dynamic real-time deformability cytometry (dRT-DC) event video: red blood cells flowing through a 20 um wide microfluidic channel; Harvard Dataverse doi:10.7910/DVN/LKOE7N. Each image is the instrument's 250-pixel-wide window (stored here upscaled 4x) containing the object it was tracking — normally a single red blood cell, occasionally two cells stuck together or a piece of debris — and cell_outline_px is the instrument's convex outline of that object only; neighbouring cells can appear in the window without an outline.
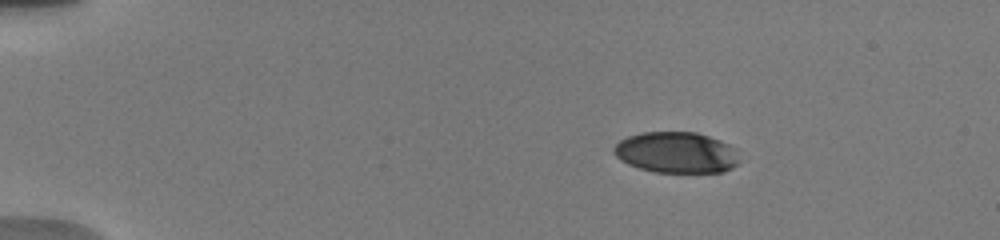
{"species": "human", "species_latin": "Homo sapiens", "temperature_condition": "warm", "stored_images_in_passage": 35, "camera_frame_rate_fps": 3000, "um_per_image_px": 0.085, "donor": {"sex": "male"}, "frame": {"image": 1, "passage_image": 3, "time_ms": 1.333, "image_size_px": [1000, 240], "cell_outline_px": [[740, 164], [724, 172], [652, 172], [628, 164], [620, 160], [612, 152], [612, 148], [620, 140], [628, 136], [644, 132], [696, 132], [720, 140], [736, 148], [740, 160]], "centroid_in_image_um": [57.51, 12.97], "position_along_channel_um": 27.5, "area_um2": 30.35}}
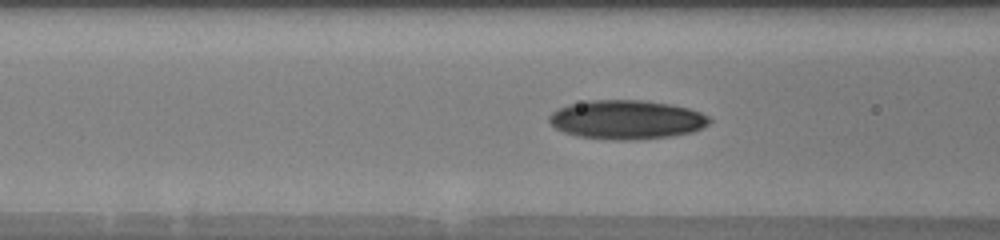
{"frame": {"image": 2, "passage_image": 14, "time_ms": 6.0, "image_size_px": [1000, 240], "cell_outline_px": [[712, 120], [708, 124], [692, 132], [672, 136], [636, 140], [612, 140], [576, 136], [564, 132], [556, 128], [548, 120], [548, 116], [552, 112], [568, 104], [592, 100], [644, 100], [668, 104], [688, 108], [700, 112], [708, 116]], "centroid_in_image_um": [53.25, 10.17], "position_along_channel_um": 113.3, "area_um2": 36.47}}
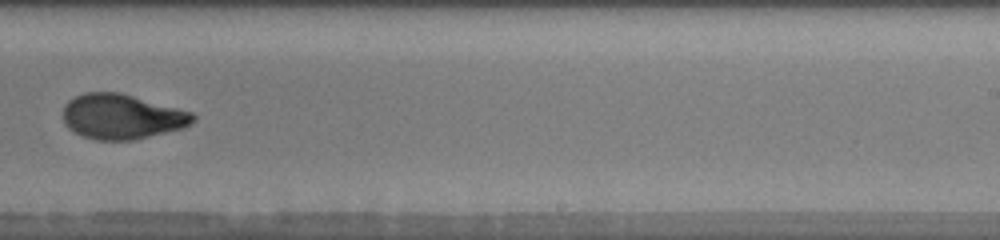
{"frame": {"image": 3, "passage_image": 23, "time_ms": 10.333, "image_size_px": [1000, 240], "cell_outline_px": [[196, 120], [184, 128], [132, 140], [96, 140], [72, 132], [64, 124], [64, 104], [68, 100], [84, 92], [120, 92], [192, 112], [196, 116]], "centroid_in_image_um": [10.35, 9.91], "position_along_channel_um": 278.7, "area_um2": 34.16}, "authors_computed_cell_mechanics": {"area_um2": 33.524, "velocity_mm_per_s": 3.8252, "shape_relaxation_time_tau1_ms": 6.4231, "shape_relaxation_time_tau2_ms": 1.3901, "deformation_change_tau1": 0.1876, "deformation_change_tau2": 0.0675}}